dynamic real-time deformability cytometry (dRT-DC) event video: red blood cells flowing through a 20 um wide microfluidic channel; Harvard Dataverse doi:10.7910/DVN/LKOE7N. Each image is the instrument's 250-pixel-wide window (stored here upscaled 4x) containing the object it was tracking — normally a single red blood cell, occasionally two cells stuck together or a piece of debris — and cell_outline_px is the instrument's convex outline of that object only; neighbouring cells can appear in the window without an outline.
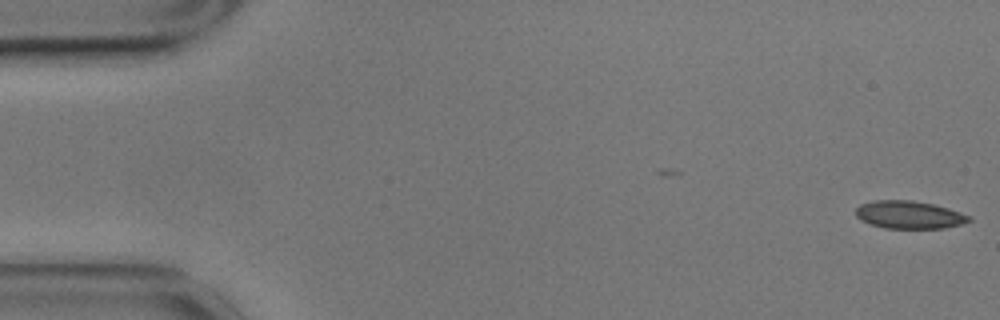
{"species": "common noctule bat (a hibernating species)", "species_latin": "Nyctalus noctula", "temperature_condition": "cold", "stored_images_in_passage": 57, "camera_frame_rate_fps": 3000, "um_per_image_px": 0.085, "animal": {"sex": "male", "body_mass_g": 17.9}, "frame": {"image": 1, "passage_image": 1, "time_ms": 0.0, "image_size_px": [1000, 320], "cell_outline_px": [[972, 220], [960, 224], [944, 228], [884, 228], [868, 224], [860, 220], [856, 216], [856, 208], [860, 204], [872, 200], [912, 200], [932, 204], [948, 208], [972, 216]], "centroid_in_image_um": [77.25, 18.25], "position_along_channel_um": 7.8, "area_um2": 18.44}}
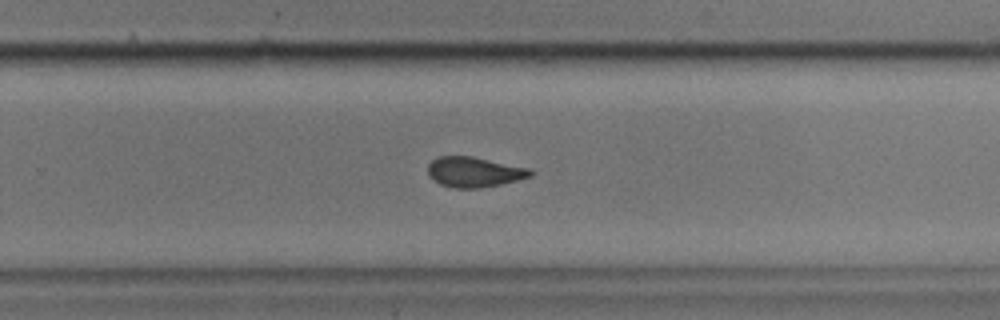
{"frame": {"image": 2, "passage_image": 36, "time_ms": 11.667, "image_size_px": [1000, 320], "cell_outline_px": [[532, 176], [500, 184], [480, 188], [452, 188], [440, 184], [428, 176], [428, 164], [436, 156], [472, 156], [532, 168]], "centroid_in_image_um": [40.29, 14.61], "position_along_channel_um": 289.5, "area_um2": 18.21}}
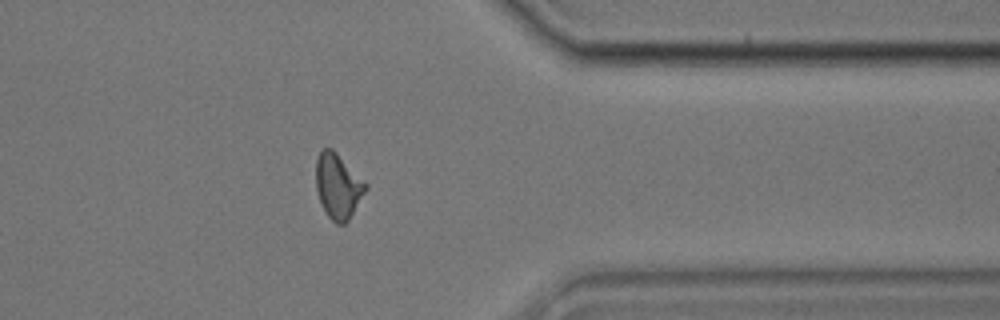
{"frame": {"image": 3, "passage_image": 45, "time_ms": 14.667, "image_size_px": [1000, 320], "cell_outline_px": [[368, 188], [348, 220], [344, 224], [336, 224], [328, 216], [320, 200], [316, 188], [316, 160], [320, 152], [324, 148], [332, 148], [368, 184]], "centroid_in_image_um": [28.74, 15.81], "position_along_channel_um": 382.7, "area_um2": 18.61}, "authors_computed_cell_mechanics": {"area_um2": 18.6116, "velocity_mm_per_s": 3.5254, "shape_relaxation_time_tau1_ms": 10.0938, "shape_relaxation_time_tau2_ms": 1.5268, "deformation_change_tau1": 0.2087, "deformation_change_tau2": 0.0871}}